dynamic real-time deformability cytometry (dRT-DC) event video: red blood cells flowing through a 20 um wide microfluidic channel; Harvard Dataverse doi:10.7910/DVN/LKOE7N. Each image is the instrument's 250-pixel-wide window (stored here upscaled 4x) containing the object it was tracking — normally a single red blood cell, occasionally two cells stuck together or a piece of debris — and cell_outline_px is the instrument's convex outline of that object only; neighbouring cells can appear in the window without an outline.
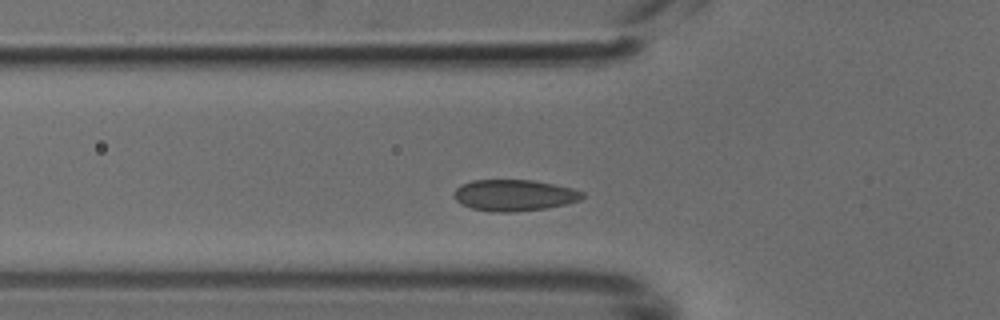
{"species": "common noctule bat (a hibernating species)", "species_latin": "Nyctalus noctula", "temperature_condition": "cold", "stored_images_in_passage": 36, "camera_frame_rate_fps": 3000, "um_per_image_px": 0.085, "animal": {"sex": "male", "body_mass_g": 18.8}, "frame": {"image": 1, "passage_image": 2, "time_ms": 0.333, "image_size_px": [1000, 320], "cell_outline_px": [[584, 196], [580, 200], [548, 208], [512, 212], [496, 212], [472, 208], [456, 200], [452, 196], [456, 188], [460, 184], [472, 180], [532, 180], [572, 188], [584, 192]], "centroid_in_image_um": [43.69, 16.59], "position_along_channel_um": 82.1, "area_um2": 23.35}}
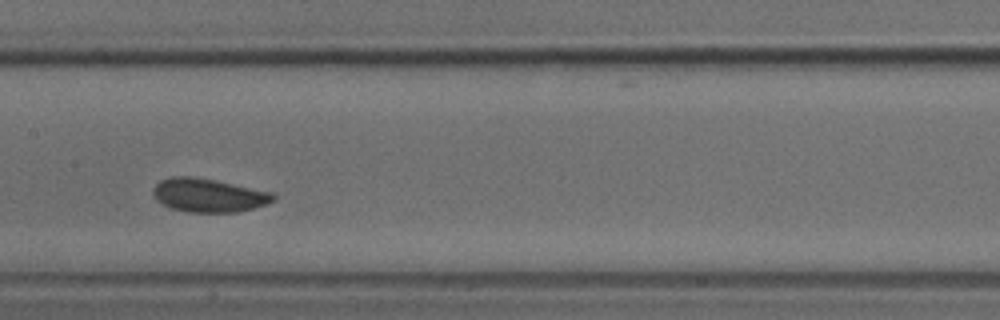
{"frame": {"image": 2, "passage_image": 10, "time_ms": 3.0, "image_size_px": [1000, 320], "cell_outline_px": [[276, 200], [268, 204], [236, 212], [188, 212], [172, 208], [156, 200], [152, 192], [152, 188], [160, 180], [172, 176], [192, 176], [216, 180], [272, 192], [276, 196]], "centroid_in_image_um": [17.73, 16.59], "position_along_channel_um": 189.7, "area_um2": 23.58}}
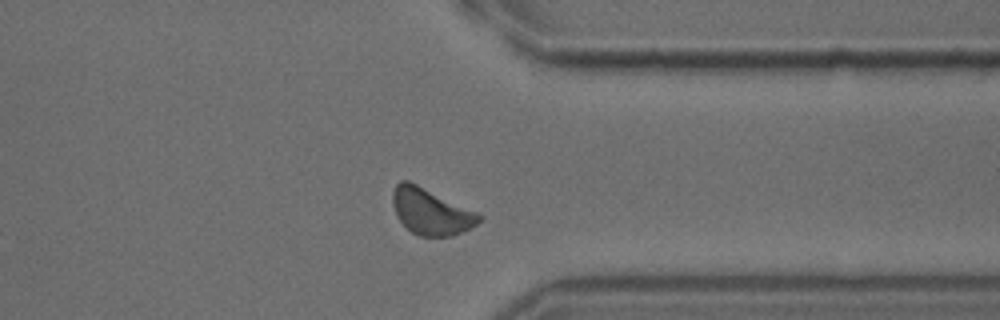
{"frame": {"image": 3, "passage_image": 24, "time_ms": 7.667, "image_size_px": [1000, 320], "cell_outline_px": [[484, 216], [476, 224], [452, 236], [420, 236], [412, 232], [400, 220], [392, 204], [392, 192], [396, 184], [400, 180], [408, 180], [480, 212]], "centroid_in_image_um": [36.64, 17.95], "position_along_channel_um": 374.8, "area_um2": 23.29}}